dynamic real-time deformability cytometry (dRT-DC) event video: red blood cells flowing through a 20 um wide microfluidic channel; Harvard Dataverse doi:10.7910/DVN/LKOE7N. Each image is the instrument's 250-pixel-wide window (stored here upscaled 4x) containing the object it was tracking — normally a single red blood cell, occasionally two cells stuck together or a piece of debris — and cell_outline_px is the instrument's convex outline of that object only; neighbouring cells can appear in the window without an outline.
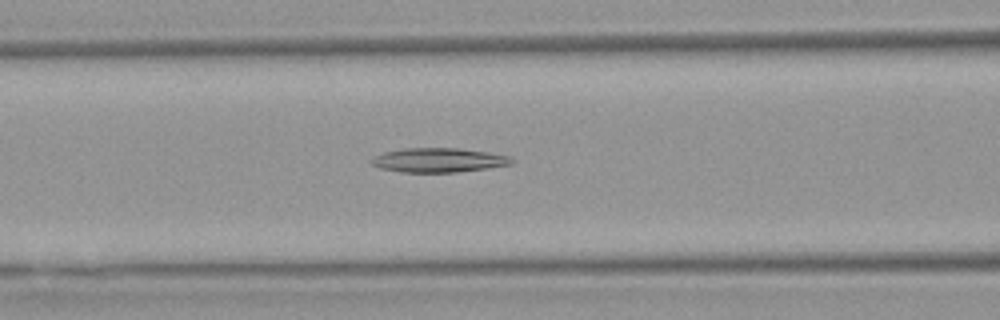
{"species": "Egyptian fruit bat (a non-hibernating species)", "species_latin": "Rousettus aegyptiacus", "temperature_condition": "warm", "stored_images_in_passage": 44, "camera_frame_rate_fps": 3000, "um_per_image_px": 0.085, "animal": {"sex": "female"}, "frame": {"image": 1, "passage_image": 21, "time_ms": 6.667, "image_size_px": [1000, 320], "cell_outline_px": [[516, 160], [512, 164], [488, 168], [456, 172], [404, 172], [380, 168], [372, 164], [372, 160], [376, 156], [384, 152], [404, 148], [460, 148], [488, 152], [508, 156]], "centroid_in_image_um": [37.33, 13.61], "position_along_channel_um": 129.3, "area_um2": 19.71}}
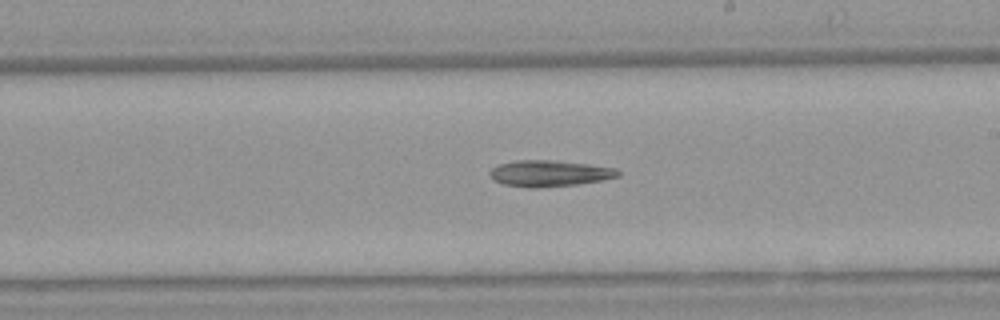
{"frame": {"image": 2, "passage_image": 30, "time_ms": 9.667, "image_size_px": [1000, 320], "cell_outline_px": [[620, 176], [580, 184], [540, 188], [528, 188], [504, 184], [492, 180], [488, 176], [488, 172], [496, 164], [516, 160], [552, 160], [588, 164], [616, 168], [620, 172]], "centroid_in_image_um": [46.64, 14.74], "position_along_channel_um": 242.4, "area_um2": 19.88}}
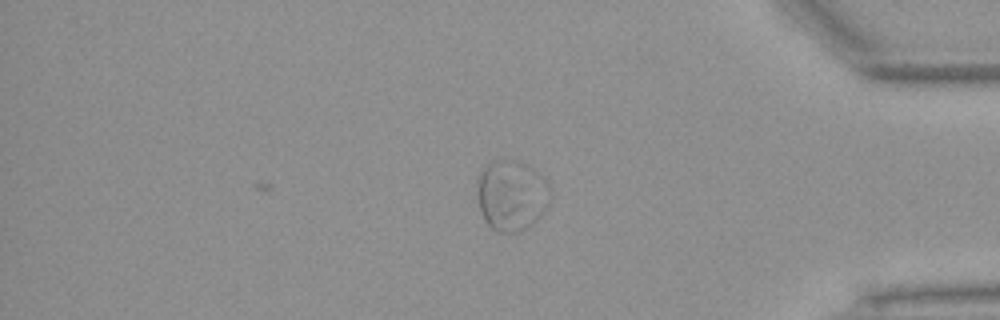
{"frame": {"image": 3, "passage_image": 44, "time_ms": 14.333, "image_size_px": [1000, 320], "cell_outline_px": [[548, 208], [532, 224], [520, 232], [500, 232], [492, 228], [488, 224], [480, 208], [476, 192], [476, 176], [492, 160], [520, 160], [528, 164], [548, 184]], "centroid_in_image_um": [43.45, 16.58], "position_along_channel_um": 391.8, "area_um2": 30.06}}